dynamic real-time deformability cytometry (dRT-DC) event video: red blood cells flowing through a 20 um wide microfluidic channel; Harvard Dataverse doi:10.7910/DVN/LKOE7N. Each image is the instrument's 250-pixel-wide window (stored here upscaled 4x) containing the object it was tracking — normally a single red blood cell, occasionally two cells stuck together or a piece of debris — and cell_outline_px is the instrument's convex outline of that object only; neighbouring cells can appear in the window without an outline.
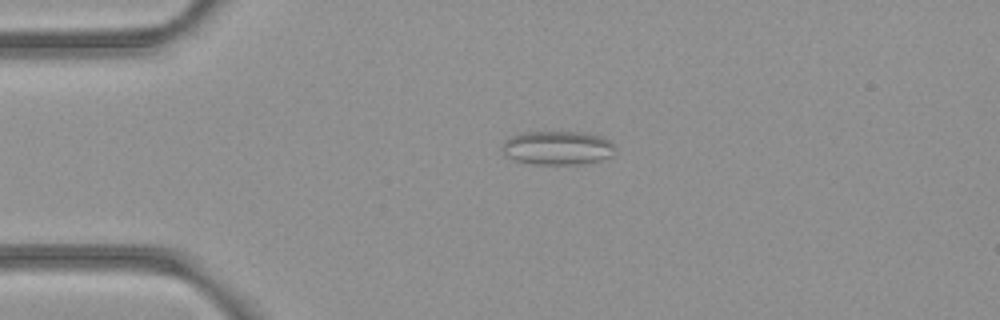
{"species": "common noctule bat (a hibernating species)", "species_latin": "Nyctalus noctula", "temperature_condition": "room temperature", "stored_images_in_passage": 44, "camera_frame_rate_fps": 3000, "um_per_image_px": 0.085, "animal": {"sex": "female", "body_mass_g": 21.9}, "frame": {"image": 1, "passage_image": 4, "time_ms": 1.0, "image_size_px": [1000, 320], "cell_outline_px": [[612, 156], [580, 164], [532, 164], [516, 160], [504, 156], [504, 140], [520, 132], [584, 132], [604, 136], [612, 144]], "centroid_in_image_um": [47.36, 12.55], "position_along_channel_um": 37.6, "area_um2": 22.08}}
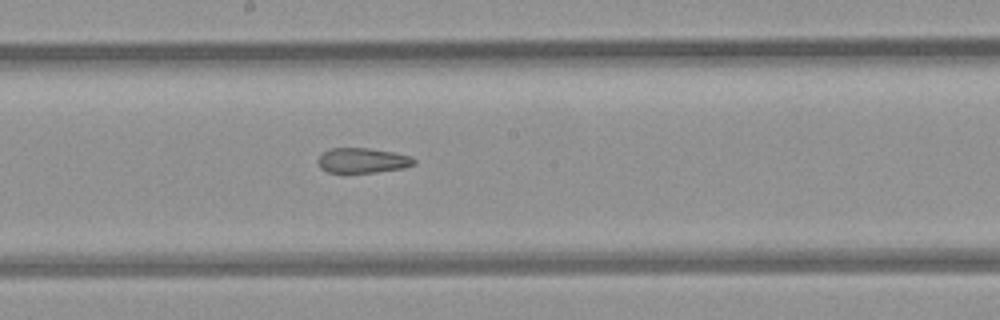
{"frame": {"image": 2, "passage_image": 20, "time_ms": 6.333, "image_size_px": [1000, 320], "cell_outline_px": [[416, 164], [404, 168], [376, 172], [328, 172], [320, 168], [316, 160], [328, 148], [368, 148], [392, 152], [412, 156], [416, 160]], "centroid_in_image_um": [30.83, 13.63], "position_along_channel_um": 217.4, "area_um2": 14.05}}
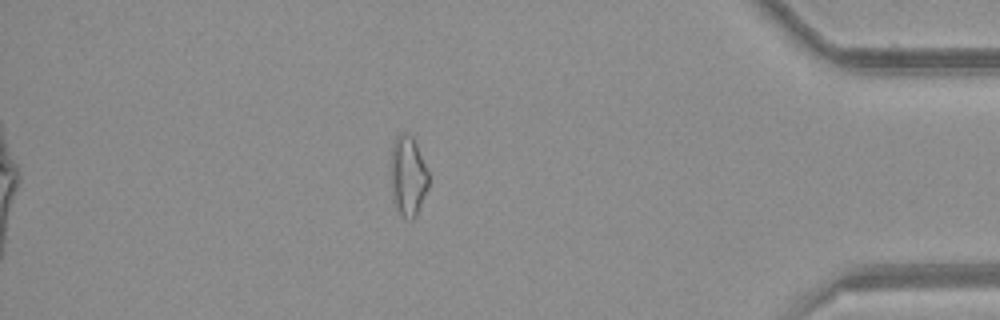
{"frame": {"image": 3, "passage_image": 37, "time_ms": 12.0, "image_size_px": [1000, 320], "cell_outline_px": [[428, 188], [416, 216], [412, 220], [404, 220], [396, 212], [392, 200], [392, 144], [396, 136], [400, 132], [408, 132], [412, 136], [416, 144], [428, 172]], "centroid_in_image_um": [34.67, 15.02], "position_along_channel_um": 400.5, "area_um2": 17.8}, "authors_computed_cell_mechanics": {"area_um2": 16.5597, "velocity_mm_per_s": 3.9859, "shape_relaxation_time_tau1_ms": null, "shape_relaxation_time_tau2_ms": 3.3656, "deformation_change_tau1": null, "deformation_change_tau2": 0.118}}